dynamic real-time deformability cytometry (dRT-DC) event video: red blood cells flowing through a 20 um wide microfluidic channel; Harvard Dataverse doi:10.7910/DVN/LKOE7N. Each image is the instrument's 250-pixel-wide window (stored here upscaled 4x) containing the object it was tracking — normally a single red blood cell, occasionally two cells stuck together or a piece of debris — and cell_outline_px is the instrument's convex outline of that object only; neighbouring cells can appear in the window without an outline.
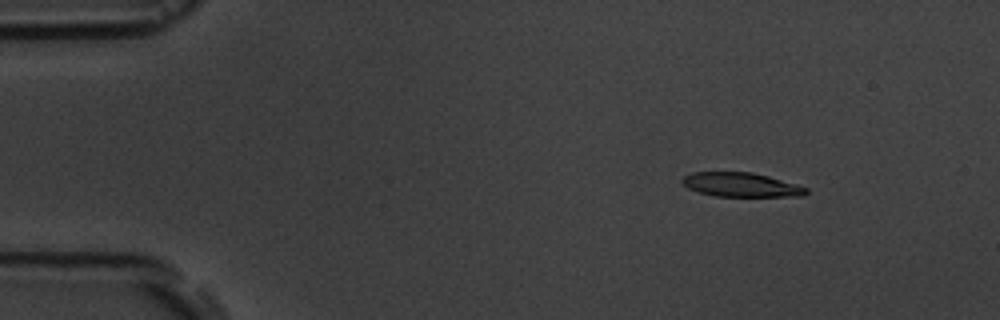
{"species": "common noctule bat (a hibernating species)", "species_latin": "Nyctalus noctula", "temperature_condition": "room temperature", "stored_images_in_passage": 11, "camera_frame_rate_fps": 3000, "um_per_image_px": 0.085, "animal": {"sex": "male", "body_mass_g": 19.5, "forearm_length_mm": 54.6}, "frame": {"image": 1, "passage_image": 2, "time_ms": 2.0, "image_size_px": [1000, 320], "cell_outline_px": [[808, 192], [804, 196], [716, 196], [700, 192], [688, 188], [680, 180], [684, 176], [692, 172], [752, 172], [768, 176], [796, 184], [808, 188]], "centroid_in_image_um": [63.0, 15.7], "position_along_channel_um": 22.0, "area_um2": 17.34}}
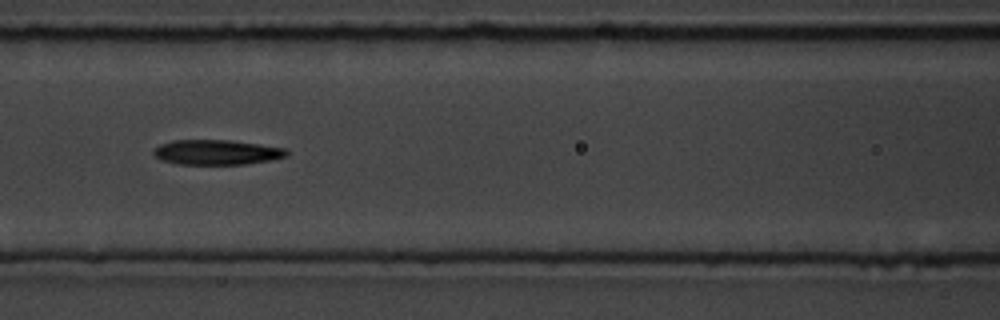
{"frame": {"image": 2, "passage_image": 7, "time_ms": 7.667, "image_size_px": [1000, 320], "cell_outline_px": [[288, 156], [272, 160], [244, 164], [176, 164], [160, 160], [152, 152], [152, 148], [160, 144], [172, 140], [228, 140], [284, 148], [288, 152]], "centroid_in_image_um": [18.36, 12.94], "position_along_channel_um": 148.2, "area_um2": 19.36}}
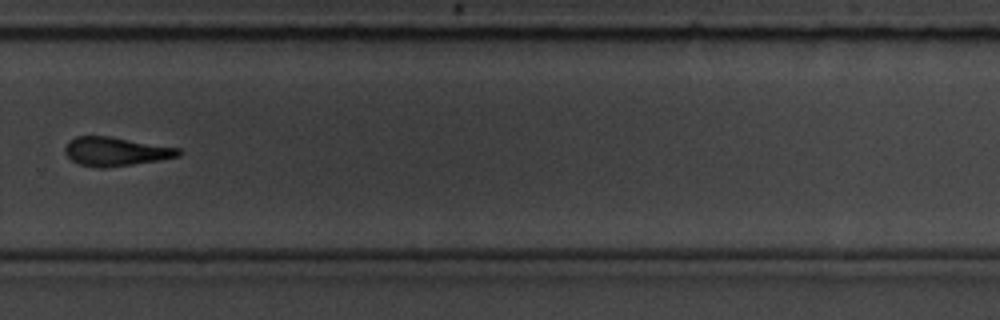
{"frame": {"image": 3, "passage_image": 11, "time_ms": 12.333, "image_size_px": [1000, 320], "cell_outline_px": [[184, 152], [180, 156], [160, 160], [104, 168], [96, 168], [80, 164], [72, 160], [64, 152], [64, 148], [68, 140], [76, 136], [108, 136], [180, 148]], "centroid_in_image_um": [9.84, 12.87], "position_along_channel_um": 320.0, "area_um2": 19.13}}